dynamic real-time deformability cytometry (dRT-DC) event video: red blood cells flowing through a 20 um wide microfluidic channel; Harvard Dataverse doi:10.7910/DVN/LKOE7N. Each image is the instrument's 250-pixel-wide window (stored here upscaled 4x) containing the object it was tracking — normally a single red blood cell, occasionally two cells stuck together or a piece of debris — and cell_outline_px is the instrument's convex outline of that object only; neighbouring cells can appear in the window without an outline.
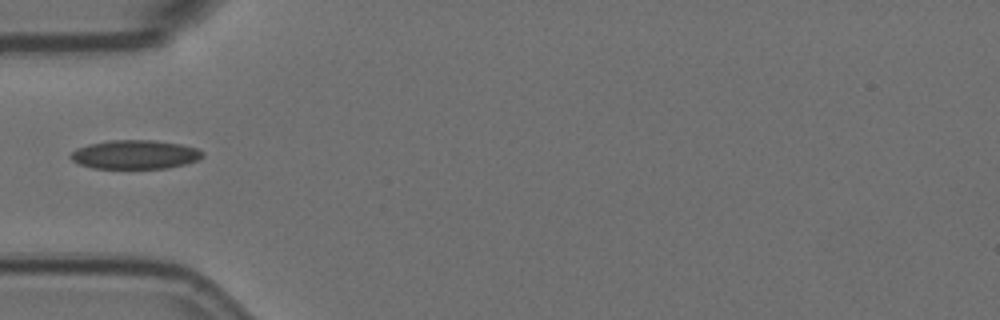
{"species": "Egyptian fruit bat (a non-hibernating species)", "species_latin": "Rousettus aegyptiacus", "temperature_condition": "room temperature", "stored_images_in_passage": 2, "camera_frame_rate_fps": 3000, "um_per_image_px": 0.085, "animal": {"sex": "female"}, "frame": {"image": 1, "passage_image": 2, "time_ms": 0.333, "image_size_px": [1000, 320], "cell_outline_px": [[204, 156], [196, 160], [184, 164], [168, 168], [92, 168], [80, 164], [72, 160], [68, 156], [76, 148], [88, 144], [108, 140], [156, 140], [180, 144], [196, 148], [204, 152]], "centroid_in_image_um": [11.45, 13.13], "position_along_channel_um": 73.5, "area_um2": 22.25}}